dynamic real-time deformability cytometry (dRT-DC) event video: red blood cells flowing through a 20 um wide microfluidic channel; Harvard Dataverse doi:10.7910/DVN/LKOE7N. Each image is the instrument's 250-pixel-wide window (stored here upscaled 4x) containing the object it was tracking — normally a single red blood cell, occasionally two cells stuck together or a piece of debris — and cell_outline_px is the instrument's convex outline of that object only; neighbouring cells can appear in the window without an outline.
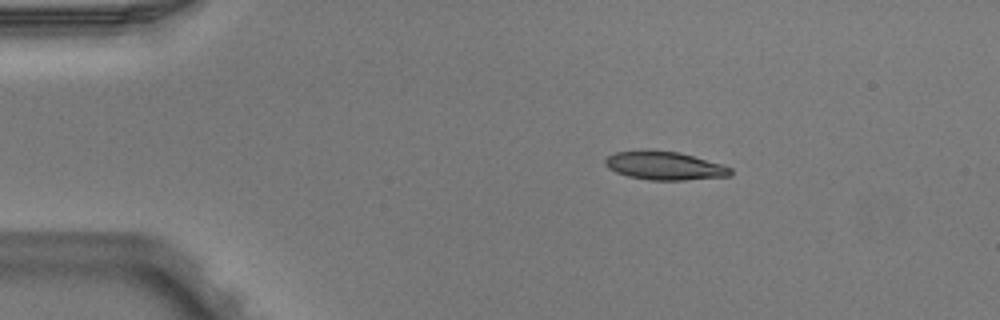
{"species": "Egyptian fruit bat (a non-hibernating species)", "species_latin": "Rousettus aegyptiacus", "temperature_condition": "warm", "stored_images_in_passage": 4, "camera_frame_rate_fps": 3000, "um_per_image_px": 0.085, "animal": {"sex": "male"}, "frame": {"image": 1, "passage_image": 1, "time_ms": 0.0, "image_size_px": [1000, 320], "cell_outline_px": [[732, 172], [728, 176], [684, 180], [648, 180], [628, 176], [616, 172], [608, 168], [604, 164], [604, 160], [608, 156], [616, 152], [680, 152], [724, 164], [732, 168]], "centroid_in_image_um": [56.54, 14.11], "position_along_channel_um": 28.5, "area_um2": 20.29}}